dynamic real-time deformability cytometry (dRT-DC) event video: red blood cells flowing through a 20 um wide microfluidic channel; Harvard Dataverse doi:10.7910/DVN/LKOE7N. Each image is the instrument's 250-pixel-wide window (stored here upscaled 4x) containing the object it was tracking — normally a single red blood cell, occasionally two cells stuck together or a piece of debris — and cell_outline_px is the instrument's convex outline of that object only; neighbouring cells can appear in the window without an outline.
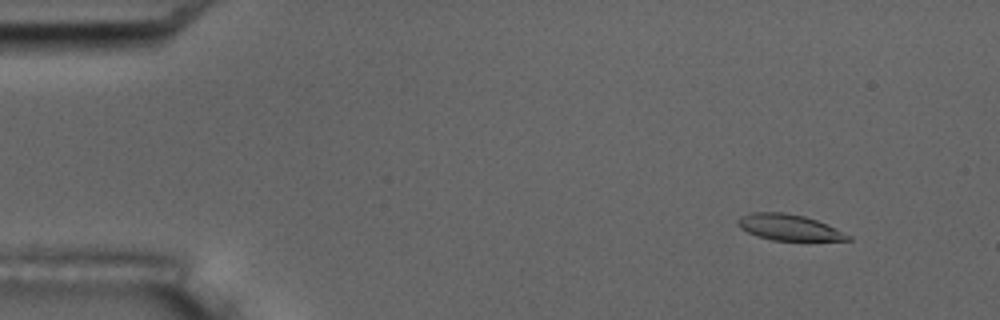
{"species": "common noctule bat (a hibernating species)", "species_latin": "Nyctalus noctula", "temperature_condition": "room temperature", "stored_images_in_passage": 5, "camera_frame_rate_fps": 3000, "um_per_image_px": 0.085, "animal": {"sex": "male", "body_mass_g": 17.5, "forearm_length_mm": 52.3}, "frame": {"image": 1, "passage_image": 2, "time_ms": 1.0, "image_size_px": [1000, 320], "cell_outline_px": [[852, 240], [772, 240], [756, 236], [740, 228], [736, 224], [736, 220], [752, 212], [784, 212], [804, 216], [816, 220], [836, 228], [852, 236]], "centroid_in_image_um": [67.05, 19.32], "position_along_channel_um": 17.9, "area_um2": 16.59}}
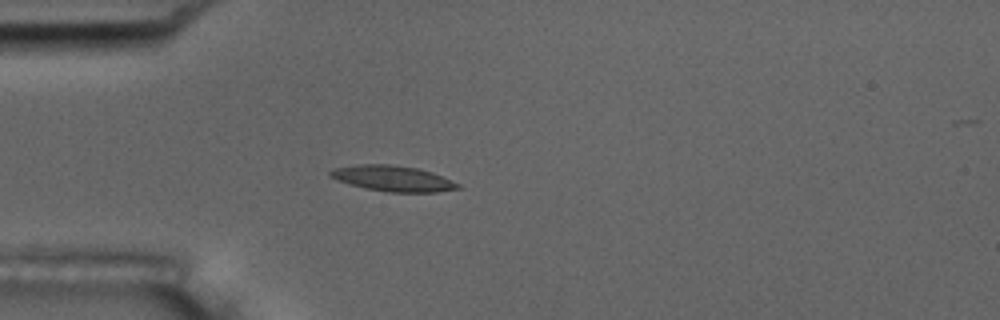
{"frame": {"image": 2, "passage_image": 5, "time_ms": 4.333, "image_size_px": [1000, 320], "cell_outline_px": [[460, 188], [436, 192], [388, 192], [364, 188], [336, 180], [328, 176], [328, 172], [332, 168], [360, 164], [388, 164], [416, 168], [432, 172], [460, 184]], "centroid_in_image_um": [33.34, 15.17], "position_along_channel_um": 51.7, "area_um2": 19.07}}